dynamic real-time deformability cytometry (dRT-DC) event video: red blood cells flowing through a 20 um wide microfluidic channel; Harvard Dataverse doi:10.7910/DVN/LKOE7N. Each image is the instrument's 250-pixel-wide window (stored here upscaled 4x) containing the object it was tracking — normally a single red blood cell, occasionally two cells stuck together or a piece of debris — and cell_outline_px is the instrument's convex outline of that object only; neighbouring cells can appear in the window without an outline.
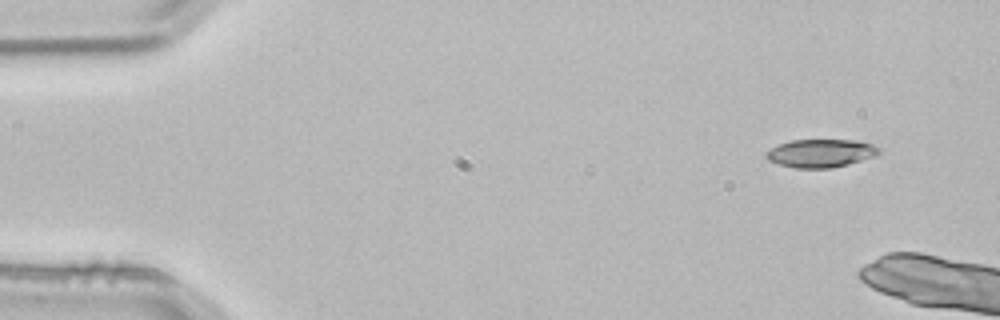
{"species": "common noctule bat (a hibernating species)", "species_latin": "Nyctalus noctula", "temperature_condition": "room temperature", "stored_images_in_passage": 4, "camera_frame_rate_fps": 3000, "um_per_image_px": 0.085, "animal": {"sex": "male", "body_mass_g": 21.5, "forearm_length_mm": 52.0}, "frame": {"image": 1, "passage_image": 4, "time_ms": 1.0, "image_size_px": [1000, 320], "cell_outline_px": [[880, 152], [876, 156], [848, 164], [832, 168], [796, 168], [780, 164], [768, 160], [764, 156], [764, 152], [780, 144], [792, 140], [856, 140], [872, 144], [880, 148]], "centroid_in_image_um": [69.77, 13.02], "position_along_channel_um": 15.2, "area_um2": 18.5}}